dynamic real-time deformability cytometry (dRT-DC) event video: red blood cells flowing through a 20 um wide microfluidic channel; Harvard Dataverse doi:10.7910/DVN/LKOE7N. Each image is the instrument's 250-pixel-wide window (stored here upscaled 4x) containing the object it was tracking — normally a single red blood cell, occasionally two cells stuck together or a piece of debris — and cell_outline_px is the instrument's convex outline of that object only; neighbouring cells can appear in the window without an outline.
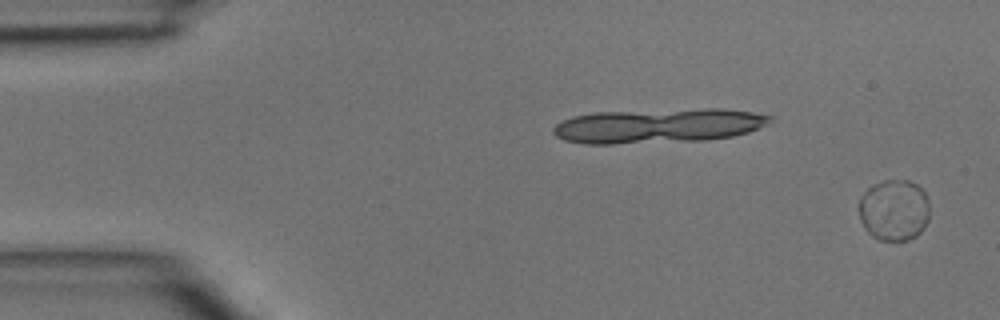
{"species": "common noctule bat (a hibernating species)", "species_latin": "Nyctalus noctula", "temperature_condition": "room temperature", "stored_images_in_passage": 44, "camera_frame_rate_fps": 3000, "um_per_image_px": 0.085, "animal": {"sex": "male", "body_mass_g": 15.6}, "frame": {"image": 1, "passage_image": 1, "time_ms": 0.0, "image_size_px": [1000, 320], "cell_outline_px": [[928, 220], [924, 228], [916, 236], [908, 240], [880, 240], [872, 236], [864, 228], [860, 220], [860, 196], [872, 184], [884, 180], [908, 180], [916, 184], [924, 192], [928, 200]], "centroid_in_image_um": [75.99, 17.85], "position_along_channel_um": 9.0, "area_um2": 25.32}}
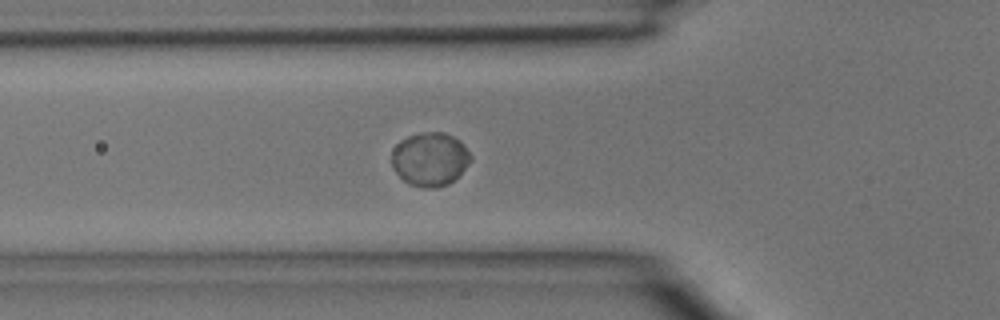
{"frame": {"image": 2, "passage_image": 15, "time_ms": 4.667, "image_size_px": [1000, 320], "cell_outline_px": [[472, 160], [448, 184], [436, 188], [420, 188], [408, 184], [392, 168], [392, 152], [396, 144], [400, 140], [408, 136], [420, 132], [444, 132], [460, 140], [464, 144], [472, 156]], "centroid_in_image_um": [36.53, 13.52], "position_along_channel_um": 89.3, "area_um2": 24.8}}
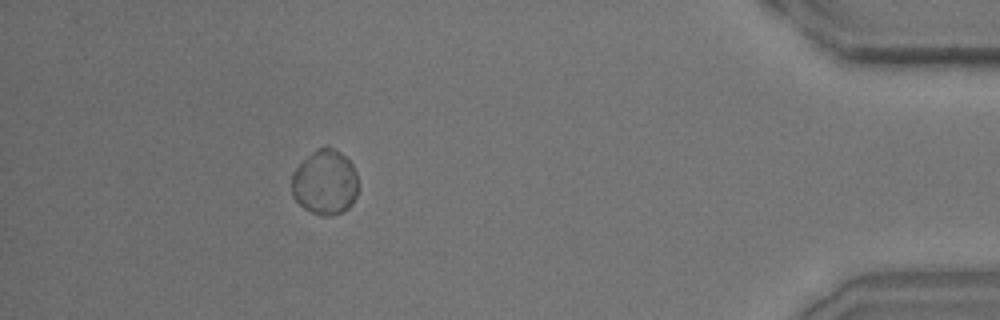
{"frame": {"image": 3, "passage_image": 40, "time_ms": 13.0, "image_size_px": [1000, 320], "cell_outline_px": [[356, 196], [352, 204], [348, 208], [340, 212], [328, 216], [324, 216], [312, 212], [304, 208], [292, 196], [292, 172], [316, 148], [324, 144], [340, 152], [352, 164], [356, 172]], "centroid_in_image_um": [27.61, 15.48], "position_along_channel_um": 407.6, "area_um2": 25.03}}